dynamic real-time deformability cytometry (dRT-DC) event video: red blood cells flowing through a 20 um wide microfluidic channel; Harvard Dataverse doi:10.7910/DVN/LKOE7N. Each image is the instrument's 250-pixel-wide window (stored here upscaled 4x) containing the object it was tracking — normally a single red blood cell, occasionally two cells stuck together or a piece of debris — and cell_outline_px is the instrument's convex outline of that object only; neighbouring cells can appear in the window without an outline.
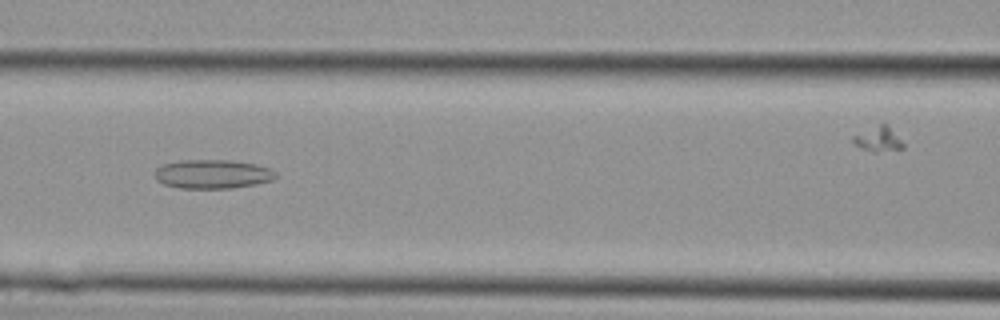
{"species": "Egyptian fruit bat (a non-hibernating species)", "species_latin": "Rousettus aegyptiacus", "temperature_condition": "cold", "stored_images_in_passage": 28, "segment_of_instrument_passage": [1, 2], "camera_frame_rate_fps": 3000, "um_per_image_px": 0.085, "animal": {"sex": "female"}, "frame": {"image": 1, "passage_image": 10, "time_ms": 3.0, "image_size_px": [1000, 320], "cell_outline_px": [[276, 176], [272, 180], [256, 184], [232, 188], [180, 188], [164, 184], [156, 180], [152, 172], [156, 168], [164, 164], [180, 160], [228, 160], [256, 164], [268, 168], [276, 172]], "centroid_in_image_um": [18.02, 14.8], "position_along_channel_um": 148.6, "area_um2": 20.46}}
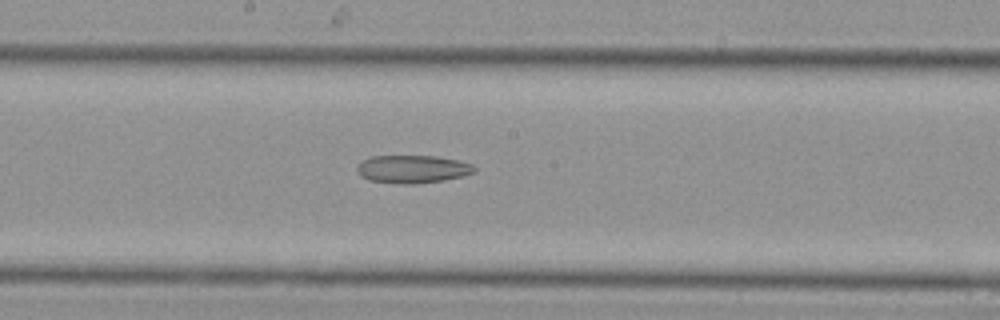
{"frame": {"image": 2, "passage_image": 13, "time_ms": 4.0, "image_size_px": [1000, 320], "cell_outline_px": [[476, 172], [464, 176], [444, 180], [416, 184], [404, 184], [368, 180], [360, 176], [356, 168], [368, 156], [436, 156], [456, 160], [472, 164], [476, 168]], "centroid_in_image_um": [35.08, 14.38], "position_along_channel_um": 213.1, "area_um2": 19.13}}
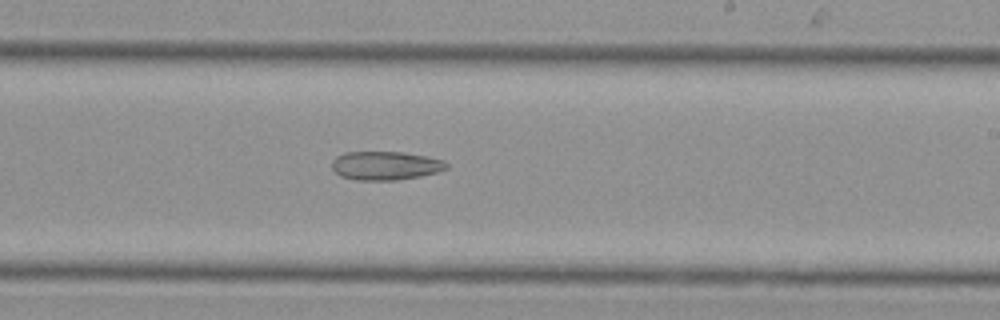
{"frame": {"image": 3, "passage_image": 15, "time_ms": 4.667, "image_size_px": [1000, 320], "cell_outline_px": [[448, 168], [436, 172], [420, 176], [396, 180], [356, 180], [340, 176], [332, 168], [332, 160], [336, 156], [344, 152], [404, 152], [444, 160], [448, 164]], "centroid_in_image_um": [32.74, 14.07], "position_along_channel_um": 256.3, "area_um2": 19.13}}